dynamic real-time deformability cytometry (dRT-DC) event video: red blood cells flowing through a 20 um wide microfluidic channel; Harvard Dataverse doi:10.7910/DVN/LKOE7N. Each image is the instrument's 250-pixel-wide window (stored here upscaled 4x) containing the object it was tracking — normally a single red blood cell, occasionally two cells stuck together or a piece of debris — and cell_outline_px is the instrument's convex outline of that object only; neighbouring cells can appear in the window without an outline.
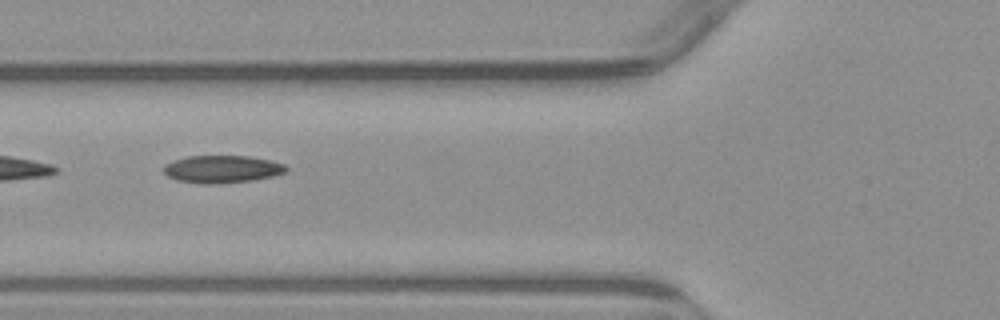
{"species": "common noctule bat (a hibernating species)", "species_latin": "Nyctalus noctula", "temperature_condition": "warm", "stored_images_in_passage": 8, "camera_frame_rate_fps": 3000, "um_per_image_px": 0.085, "animal": {"sex": "male", "body_mass_g": 23.1, "forearm_length_mm": 52.7}, "frame": {"image": 1, "passage_image": 6, "time_ms": 6.0, "image_size_px": [1000, 320], "cell_outline_px": [[288, 172], [276, 176], [252, 180], [220, 184], [200, 184], [176, 180], [168, 176], [164, 172], [164, 164], [172, 160], [188, 156], [248, 156], [272, 160], [284, 164], [288, 168]], "centroid_in_image_um": [18.9, 14.38], "position_along_channel_um": 106.9, "area_um2": 20.0}}
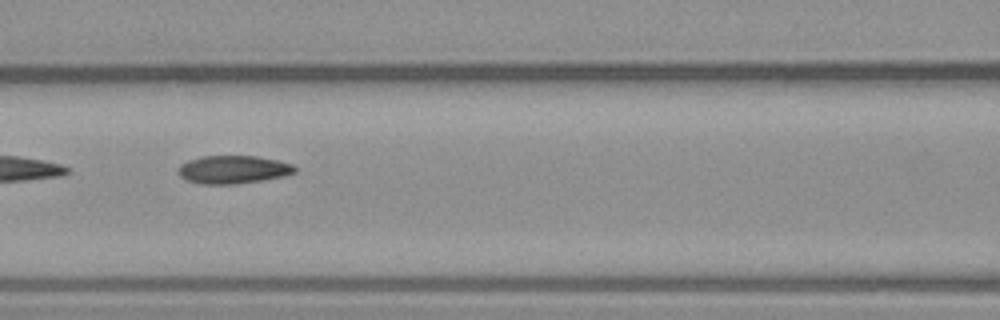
{"frame": {"image": 2, "passage_image": 7, "time_ms": 7.0, "image_size_px": [1000, 320], "cell_outline_px": [[296, 172], [284, 176], [264, 180], [236, 184], [200, 184], [188, 180], [180, 176], [176, 172], [176, 168], [180, 164], [188, 160], [200, 156], [256, 156], [276, 160], [292, 164], [296, 168]], "centroid_in_image_um": [19.78, 14.41], "position_along_channel_um": 146.8, "area_um2": 19.25}}
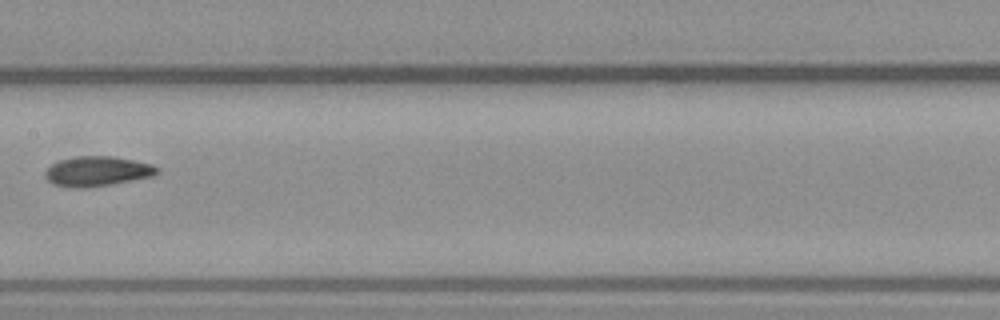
{"frame": {"image": 3, "passage_image": 8, "time_ms": 8.333, "image_size_px": [1000, 320], "cell_outline_px": [[160, 172], [156, 176], [112, 184], [88, 188], [68, 188], [52, 184], [44, 176], [44, 172], [52, 164], [60, 160], [76, 156], [112, 156], [152, 164], [160, 168]], "centroid_in_image_um": [8.28, 14.57], "position_along_channel_um": 199.1, "area_um2": 19.83}}